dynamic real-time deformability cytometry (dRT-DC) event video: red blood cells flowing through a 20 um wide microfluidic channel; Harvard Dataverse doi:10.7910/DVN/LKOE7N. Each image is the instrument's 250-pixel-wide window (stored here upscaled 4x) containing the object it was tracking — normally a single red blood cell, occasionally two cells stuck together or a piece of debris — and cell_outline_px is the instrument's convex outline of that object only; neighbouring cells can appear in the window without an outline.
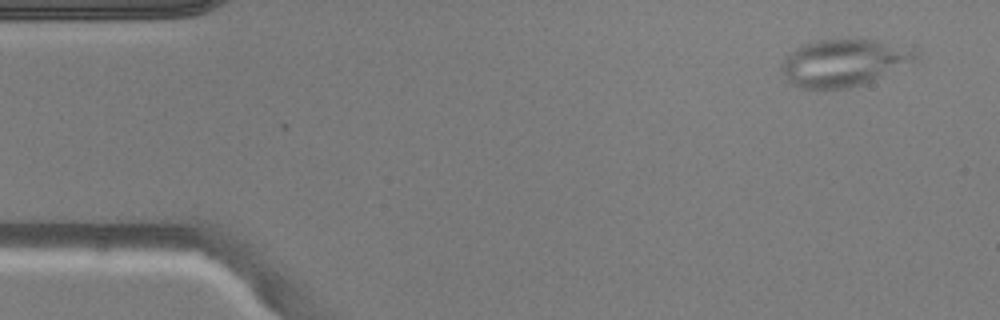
{"species": "common noctule bat (a hibernating species)", "species_latin": "Nyctalus noctula", "temperature_condition": "warm", "stored_images_in_passage": 4, "camera_frame_rate_fps": 3000, "um_per_image_px": 0.085, "animal": {"sex": "male", "body_mass_g": 20.5, "forearm_length_mm": 52.5}, "frame": {"image": 1, "passage_image": 1, "time_ms": 0.0, "image_size_px": [1000, 320], "cell_outline_px": [[920, 60], [872, 80], [848, 88], [804, 88], [792, 84], [788, 80], [780, 68], [780, 64], [784, 56], [796, 48], [804, 44], [820, 40], [872, 40], [916, 48], [920, 52]], "centroid_in_image_um": [71.77, 5.32], "position_along_channel_um": 13.2, "area_um2": 36.7}}